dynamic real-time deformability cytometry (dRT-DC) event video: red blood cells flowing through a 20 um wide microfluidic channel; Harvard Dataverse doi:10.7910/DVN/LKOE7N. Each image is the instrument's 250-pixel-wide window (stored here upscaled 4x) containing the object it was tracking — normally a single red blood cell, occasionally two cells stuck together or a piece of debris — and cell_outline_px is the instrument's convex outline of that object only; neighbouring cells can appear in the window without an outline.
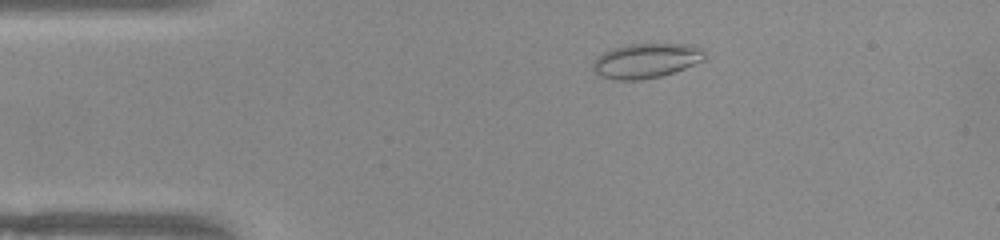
{"species": "common noctule bat (a hibernating species)", "species_latin": "Nyctalus noctula", "temperature_condition": "warm", "stored_images_in_passage": 47, "camera_frame_rate_fps": 3000, "um_per_image_px": 0.085, "animal": {"sex": "female", "body_mass_g": 22.0, "forearm_length_mm": 56.7}, "frame": {"image": 1, "passage_image": 5, "time_ms": 1.333, "image_size_px": [1000, 240], "cell_outline_px": [[704, 60], [684, 68], [660, 76], [640, 80], [620, 80], [604, 76], [596, 72], [592, 68], [592, 64], [596, 56], [612, 48], [624, 44], [696, 44], [704, 52]], "centroid_in_image_um": [54.91, 5.14], "position_along_channel_um": 30.1, "area_um2": 22.48}}
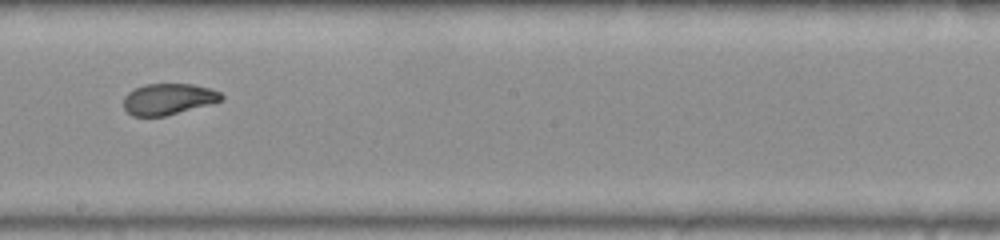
{"frame": {"image": 2, "passage_image": 24, "time_ms": 7.667, "image_size_px": [1000, 240], "cell_outline_px": [[224, 100], [212, 104], [164, 116], [132, 116], [124, 108], [124, 96], [128, 92], [144, 84], [192, 84], [208, 88], [220, 92], [224, 96]], "centroid_in_image_um": [14.32, 8.42], "position_along_channel_um": 233.9, "area_um2": 17.8}}
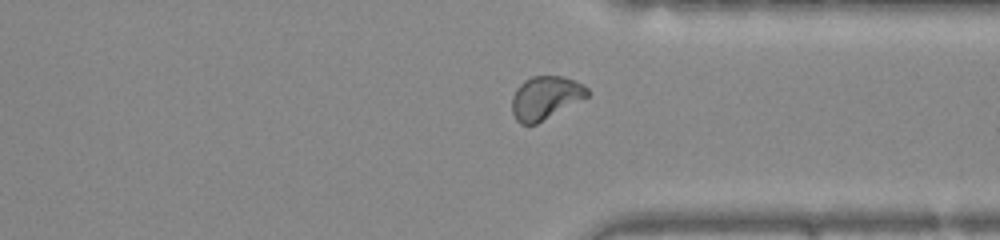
{"frame": {"image": 3, "passage_image": 34, "time_ms": 11.0, "image_size_px": [1000, 240], "cell_outline_px": [[592, 92], [588, 96], [536, 124], [520, 124], [516, 120], [512, 112], [512, 96], [516, 88], [524, 80], [532, 76], [564, 76], [576, 80], [584, 84]], "centroid_in_image_um": [46.37, 8.29], "position_along_channel_um": 365.0, "area_um2": 19.07}, "authors_computed_cell_mechanics": {"area_um2": 19.363, "velocity_mm_per_s": 3.9531, "shape_relaxation_time_tau1_ms": 7.4269, "shape_relaxation_time_tau2_ms": 0.7394, "deformation_change_tau1": 0.1882, "deformation_change_tau2": 0.0561}}